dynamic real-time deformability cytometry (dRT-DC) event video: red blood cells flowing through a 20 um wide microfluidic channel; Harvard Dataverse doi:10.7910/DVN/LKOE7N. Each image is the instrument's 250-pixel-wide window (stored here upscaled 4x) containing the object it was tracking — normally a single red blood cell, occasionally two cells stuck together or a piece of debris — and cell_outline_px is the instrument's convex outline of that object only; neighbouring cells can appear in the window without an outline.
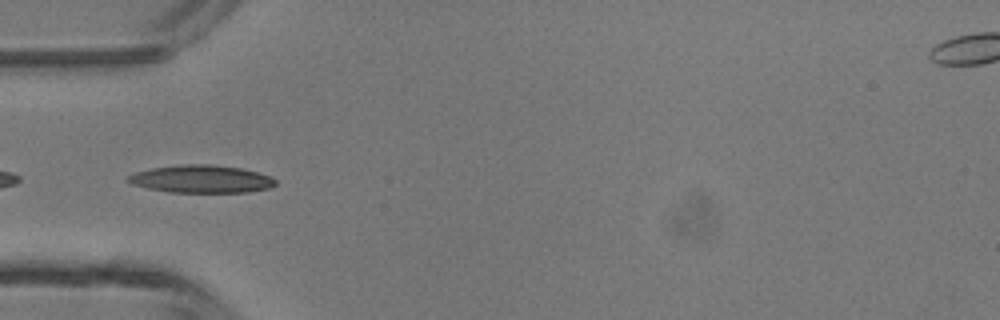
{"species": "common noctule bat (a hibernating species)", "species_latin": "Nyctalus noctula", "temperature_condition": "room temperature", "stored_images_in_passage": 26, "camera_frame_rate_fps": 3000, "um_per_image_px": 0.085, "animal": {"sex": "male", "body_mass_g": 13.3}, "frame": {"image": 1, "passage_image": 6, "time_ms": 1.667, "image_size_px": [1000, 320], "cell_outline_px": [[276, 184], [268, 188], [248, 192], [168, 192], [148, 188], [132, 184], [124, 180], [128, 176], [136, 172], [152, 168], [184, 164], [212, 164], [240, 168], [256, 172], [268, 176], [276, 180]], "centroid_in_image_um": [17.08, 15.21], "position_along_channel_um": 67.9, "area_um2": 23.64}}
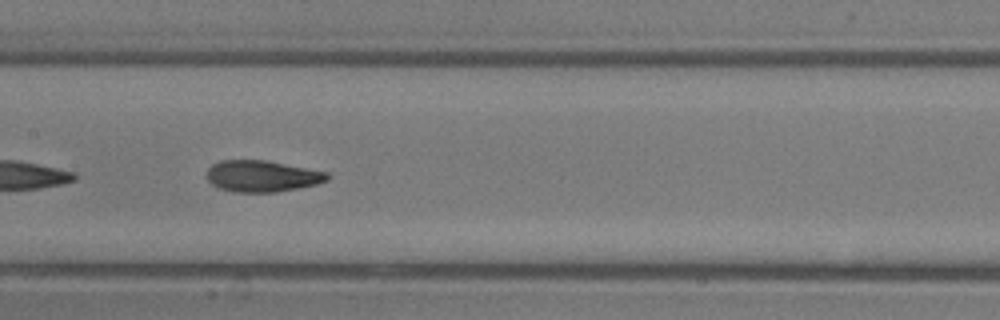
{"frame": {"image": 2, "passage_image": 14, "time_ms": 4.333, "image_size_px": [1000, 320], "cell_outline_px": [[328, 180], [316, 184], [276, 192], [232, 192], [220, 188], [212, 184], [208, 180], [208, 168], [212, 164], [220, 160], [264, 160], [328, 172]], "centroid_in_image_um": [22.25, 14.97], "position_along_channel_um": 185.1, "area_um2": 21.85}}
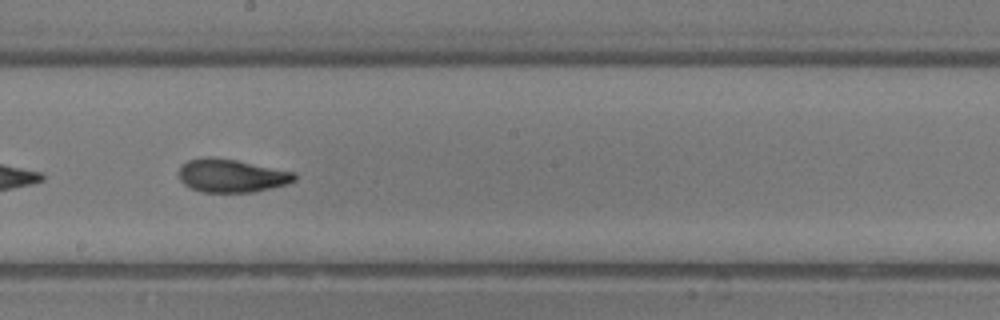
{"frame": {"image": 3, "passage_image": 17, "time_ms": 5.333, "image_size_px": [1000, 320], "cell_outline_px": [[296, 180], [288, 184], [256, 192], [200, 192], [184, 184], [180, 180], [180, 164], [188, 160], [204, 156], [208, 156], [236, 160], [296, 172]], "centroid_in_image_um": [19.69, 14.93], "position_along_channel_um": 228.5, "area_um2": 22.6}}